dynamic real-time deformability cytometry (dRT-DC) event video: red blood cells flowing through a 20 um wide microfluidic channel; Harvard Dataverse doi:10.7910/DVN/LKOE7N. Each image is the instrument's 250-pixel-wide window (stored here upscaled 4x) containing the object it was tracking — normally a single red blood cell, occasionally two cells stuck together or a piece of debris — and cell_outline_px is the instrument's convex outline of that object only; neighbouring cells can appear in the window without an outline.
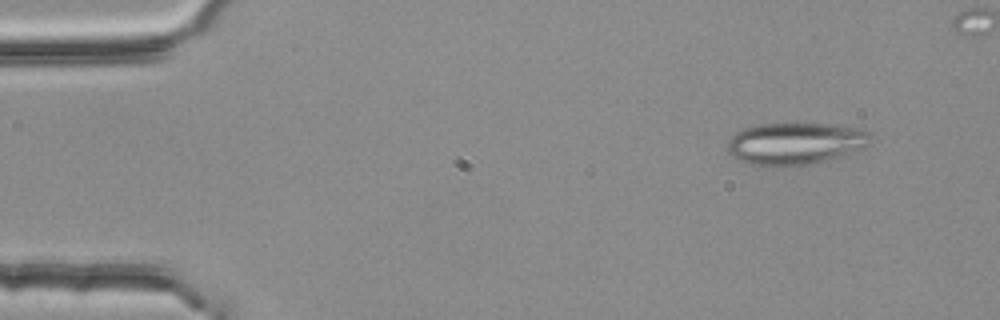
{"species": "common noctule bat (a hibernating species)", "species_latin": "Nyctalus noctula", "temperature_condition": "room temperature", "stored_images_in_passage": 5, "camera_frame_rate_fps": 3000, "um_per_image_px": 0.085, "animal": {"sex": "female", "body_mass_g": 25.1}, "frame": {"image": 1, "passage_image": 2, "time_ms": 0.333, "image_size_px": [1000, 320], "cell_outline_px": [[872, 144], [864, 148], [824, 160], [804, 164], [776, 168], [748, 164], [732, 156], [728, 148], [728, 140], [736, 132], [744, 128], [760, 124], [836, 124], [864, 128], [868, 132]], "centroid_in_image_um": [67.61, 12.19], "position_along_channel_um": 17.4, "area_um2": 35.14}}
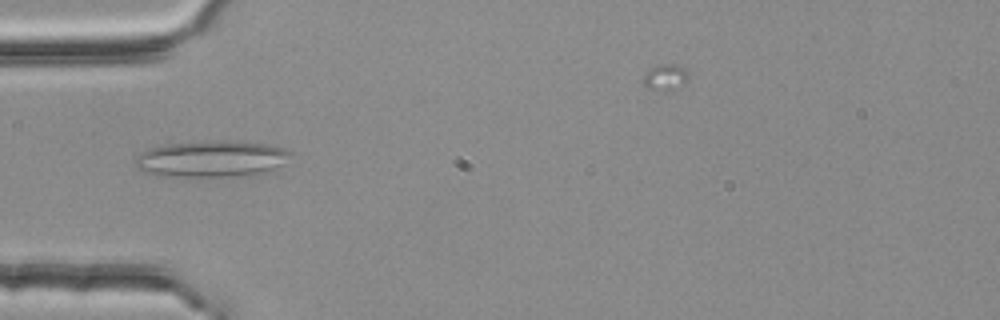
{"frame": {"image": 2, "passage_image": 5, "time_ms": 1.333, "image_size_px": [1000, 320], "cell_outline_px": [[292, 152], [284, 164], [264, 172], [232, 176], [156, 176], [144, 172], [136, 168], [132, 164], [132, 160], [140, 152], [148, 148], [164, 144], [268, 144], [284, 148]], "centroid_in_image_um": [17.85, 13.56], "position_along_channel_um": 67.2, "area_um2": 31.67}}